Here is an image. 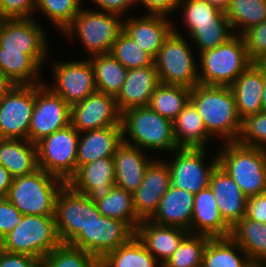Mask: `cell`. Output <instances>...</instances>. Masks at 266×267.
Segmentation results:
<instances>
[{
	"instance_id": "cell-1",
	"label": "cell",
	"mask_w": 266,
	"mask_h": 267,
	"mask_svg": "<svg viewBox=\"0 0 266 267\" xmlns=\"http://www.w3.org/2000/svg\"><path fill=\"white\" fill-rule=\"evenodd\" d=\"M190 101L202 118L207 132L224 142H236L242 126L234 93L227 86L198 84L191 89Z\"/></svg>"
},
{
	"instance_id": "cell-2",
	"label": "cell",
	"mask_w": 266,
	"mask_h": 267,
	"mask_svg": "<svg viewBox=\"0 0 266 267\" xmlns=\"http://www.w3.org/2000/svg\"><path fill=\"white\" fill-rule=\"evenodd\" d=\"M121 125L123 142L146 152L160 150V153L172 154L179 148L173 133V121L149 106L125 110L121 116Z\"/></svg>"
},
{
	"instance_id": "cell-3",
	"label": "cell",
	"mask_w": 266,
	"mask_h": 267,
	"mask_svg": "<svg viewBox=\"0 0 266 267\" xmlns=\"http://www.w3.org/2000/svg\"><path fill=\"white\" fill-rule=\"evenodd\" d=\"M217 152L218 164L247 196L266 192V149L223 142Z\"/></svg>"
},
{
	"instance_id": "cell-4",
	"label": "cell",
	"mask_w": 266,
	"mask_h": 267,
	"mask_svg": "<svg viewBox=\"0 0 266 267\" xmlns=\"http://www.w3.org/2000/svg\"><path fill=\"white\" fill-rule=\"evenodd\" d=\"M199 82L209 86L230 87L253 63L244 39L234 34L220 46L199 54Z\"/></svg>"
},
{
	"instance_id": "cell-5",
	"label": "cell",
	"mask_w": 266,
	"mask_h": 267,
	"mask_svg": "<svg viewBox=\"0 0 266 267\" xmlns=\"http://www.w3.org/2000/svg\"><path fill=\"white\" fill-rule=\"evenodd\" d=\"M124 16L97 9L82 7L72 24L63 32L66 39L79 37L89 57L110 53L113 44L123 31Z\"/></svg>"
},
{
	"instance_id": "cell-6",
	"label": "cell",
	"mask_w": 266,
	"mask_h": 267,
	"mask_svg": "<svg viewBox=\"0 0 266 267\" xmlns=\"http://www.w3.org/2000/svg\"><path fill=\"white\" fill-rule=\"evenodd\" d=\"M64 180L42 169L13 178L7 199L23 215H54L56 197Z\"/></svg>"
},
{
	"instance_id": "cell-7",
	"label": "cell",
	"mask_w": 266,
	"mask_h": 267,
	"mask_svg": "<svg viewBox=\"0 0 266 267\" xmlns=\"http://www.w3.org/2000/svg\"><path fill=\"white\" fill-rule=\"evenodd\" d=\"M173 27L154 58L160 83L194 88L199 82V67L191 44Z\"/></svg>"
},
{
	"instance_id": "cell-8",
	"label": "cell",
	"mask_w": 266,
	"mask_h": 267,
	"mask_svg": "<svg viewBox=\"0 0 266 267\" xmlns=\"http://www.w3.org/2000/svg\"><path fill=\"white\" fill-rule=\"evenodd\" d=\"M61 243L54 215H23L21 222L5 235L7 252L40 260Z\"/></svg>"
},
{
	"instance_id": "cell-9",
	"label": "cell",
	"mask_w": 266,
	"mask_h": 267,
	"mask_svg": "<svg viewBox=\"0 0 266 267\" xmlns=\"http://www.w3.org/2000/svg\"><path fill=\"white\" fill-rule=\"evenodd\" d=\"M78 132L71 124L36 143L38 167L66 183L77 171Z\"/></svg>"
},
{
	"instance_id": "cell-10",
	"label": "cell",
	"mask_w": 266,
	"mask_h": 267,
	"mask_svg": "<svg viewBox=\"0 0 266 267\" xmlns=\"http://www.w3.org/2000/svg\"><path fill=\"white\" fill-rule=\"evenodd\" d=\"M95 202L75 192L65 184L56 197L55 222L60 241L70 244L96 217H100Z\"/></svg>"
},
{
	"instance_id": "cell-11",
	"label": "cell",
	"mask_w": 266,
	"mask_h": 267,
	"mask_svg": "<svg viewBox=\"0 0 266 267\" xmlns=\"http://www.w3.org/2000/svg\"><path fill=\"white\" fill-rule=\"evenodd\" d=\"M206 150L207 148H178L172 152L174 157L170 161L164 159L168 164L172 186L193 194L209 186L212 172L218 165V154L215 153V159L213 157L207 164L204 161L208 154Z\"/></svg>"
},
{
	"instance_id": "cell-12",
	"label": "cell",
	"mask_w": 266,
	"mask_h": 267,
	"mask_svg": "<svg viewBox=\"0 0 266 267\" xmlns=\"http://www.w3.org/2000/svg\"><path fill=\"white\" fill-rule=\"evenodd\" d=\"M46 82L35 84V104L28 130V140L35 144L71 124V106Z\"/></svg>"
},
{
	"instance_id": "cell-13",
	"label": "cell",
	"mask_w": 266,
	"mask_h": 267,
	"mask_svg": "<svg viewBox=\"0 0 266 267\" xmlns=\"http://www.w3.org/2000/svg\"><path fill=\"white\" fill-rule=\"evenodd\" d=\"M136 231L126 222L101 215L70 243L100 261L107 253L128 242Z\"/></svg>"
},
{
	"instance_id": "cell-14",
	"label": "cell",
	"mask_w": 266,
	"mask_h": 267,
	"mask_svg": "<svg viewBox=\"0 0 266 267\" xmlns=\"http://www.w3.org/2000/svg\"><path fill=\"white\" fill-rule=\"evenodd\" d=\"M35 85H14L0 100V139L28 140Z\"/></svg>"
},
{
	"instance_id": "cell-15",
	"label": "cell",
	"mask_w": 266,
	"mask_h": 267,
	"mask_svg": "<svg viewBox=\"0 0 266 267\" xmlns=\"http://www.w3.org/2000/svg\"><path fill=\"white\" fill-rule=\"evenodd\" d=\"M51 65L53 83L47 86L70 106L97 92L89 59L56 61Z\"/></svg>"
},
{
	"instance_id": "cell-16",
	"label": "cell",
	"mask_w": 266,
	"mask_h": 267,
	"mask_svg": "<svg viewBox=\"0 0 266 267\" xmlns=\"http://www.w3.org/2000/svg\"><path fill=\"white\" fill-rule=\"evenodd\" d=\"M122 113L114 96L95 92L71 105V125L80 133L108 126H122Z\"/></svg>"
},
{
	"instance_id": "cell-17",
	"label": "cell",
	"mask_w": 266,
	"mask_h": 267,
	"mask_svg": "<svg viewBox=\"0 0 266 267\" xmlns=\"http://www.w3.org/2000/svg\"><path fill=\"white\" fill-rule=\"evenodd\" d=\"M157 159L155 157L147 166L140 186L133 193L134 208L141 221L154 216L162 196L171 185L167 162Z\"/></svg>"
},
{
	"instance_id": "cell-18",
	"label": "cell",
	"mask_w": 266,
	"mask_h": 267,
	"mask_svg": "<svg viewBox=\"0 0 266 267\" xmlns=\"http://www.w3.org/2000/svg\"><path fill=\"white\" fill-rule=\"evenodd\" d=\"M66 184L93 202L104 198L115 185L113 156L99 158L80 166Z\"/></svg>"
},
{
	"instance_id": "cell-19",
	"label": "cell",
	"mask_w": 266,
	"mask_h": 267,
	"mask_svg": "<svg viewBox=\"0 0 266 267\" xmlns=\"http://www.w3.org/2000/svg\"><path fill=\"white\" fill-rule=\"evenodd\" d=\"M34 18L6 19L0 34L2 50H24V54H49L45 28Z\"/></svg>"
},
{
	"instance_id": "cell-20",
	"label": "cell",
	"mask_w": 266,
	"mask_h": 267,
	"mask_svg": "<svg viewBox=\"0 0 266 267\" xmlns=\"http://www.w3.org/2000/svg\"><path fill=\"white\" fill-rule=\"evenodd\" d=\"M123 19V31L153 58L175 26L165 15H140ZM168 17V18H167Z\"/></svg>"
},
{
	"instance_id": "cell-21",
	"label": "cell",
	"mask_w": 266,
	"mask_h": 267,
	"mask_svg": "<svg viewBox=\"0 0 266 267\" xmlns=\"http://www.w3.org/2000/svg\"><path fill=\"white\" fill-rule=\"evenodd\" d=\"M232 227L224 220L217 206L213 191L208 186L194 194L191 219V234L205 235L210 238H227Z\"/></svg>"
},
{
	"instance_id": "cell-22",
	"label": "cell",
	"mask_w": 266,
	"mask_h": 267,
	"mask_svg": "<svg viewBox=\"0 0 266 267\" xmlns=\"http://www.w3.org/2000/svg\"><path fill=\"white\" fill-rule=\"evenodd\" d=\"M209 186L222 217L231 227L246 216L248 197L219 164L212 172Z\"/></svg>"
},
{
	"instance_id": "cell-23",
	"label": "cell",
	"mask_w": 266,
	"mask_h": 267,
	"mask_svg": "<svg viewBox=\"0 0 266 267\" xmlns=\"http://www.w3.org/2000/svg\"><path fill=\"white\" fill-rule=\"evenodd\" d=\"M160 84L155 65L128 69L120 92L115 97L121 113L125 110L148 106L156 87Z\"/></svg>"
},
{
	"instance_id": "cell-24",
	"label": "cell",
	"mask_w": 266,
	"mask_h": 267,
	"mask_svg": "<svg viewBox=\"0 0 266 267\" xmlns=\"http://www.w3.org/2000/svg\"><path fill=\"white\" fill-rule=\"evenodd\" d=\"M189 233L185 229L159 225L150 220L141 221L136 230V236L161 265L172 256Z\"/></svg>"
},
{
	"instance_id": "cell-25",
	"label": "cell",
	"mask_w": 266,
	"mask_h": 267,
	"mask_svg": "<svg viewBox=\"0 0 266 267\" xmlns=\"http://www.w3.org/2000/svg\"><path fill=\"white\" fill-rule=\"evenodd\" d=\"M122 142V126H108L80 133L77 169L99 158L114 156L117 147Z\"/></svg>"
},
{
	"instance_id": "cell-26",
	"label": "cell",
	"mask_w": 266,
	"mask_h": 267,
	"mask_svg": "<svg viewBox=\"0 0 266 267\" xmlns=\"http://www.w3.org/2000/svg\"><path fill=\"white\" fill-rule=\"evenodd\" d=\"M264 66L252 63L230 86L241 119L263 111Z\"/></svg>"
},
{
	"instance_id": "cell-27",
	"label": "cell",
	"mask_w": 266,
	"mask_h": 267,
	"mask_svg": "<svg viewBox=\"0 0 266 267\" xmlns=\"http://www.w3.org/2000/svg\"><path fill=\"white\" fill-rule=\"evenodd\" d=\"M142 149L122 142L114 158L115 185L134 193L140 186L147 166L154 158H148Z\"/></svg>"
},
{
	"instance_id": "cell-28",
	"label": "cell",
	"mask_w": 266,
	"mask_h": 267,
	"mask_svg": "<svg viewBox=\"0 0 266 267\" xmlns=\"http://www.w3.org/2000/svg\"><path fill=\"white\" fill-rule=\"evenodd\" d=\"M47 57L48 54H24V50H2L0 48V71L15 85L44 83L40 70Z\"/></svg>"
},
{
	"instance_id": "cell-29",
	"label": "cell",
	"mask_w": 266,
	"mask_h": 267,
	"mask_svg": "<svg viewBox=\"0 0 266 267\" xmlns=\"http://www.w3.org/2000/svg\"><path fill=\"white\" fill-rule=\"evenodd\" d=\"M193 205V193L170 185L150 221L163 226L179 227L191 233Z\"/></svg>"
},
{
	"instance_id": "cell-30",
	"label": "cell",
	"mask_w": 266,
	"mask_h": 267,
	"mask_svg": "<svg viewBox=\"0 0 266 267\" xmlns=\"http://www.w3.org/2000/svg\"><path fill=\"white\" fill-rule=\"evenodd\" d=\"M0 164L13 178L35 172L39 169L36 144L29 140L0 139Z\"/></svg>"
},
{
	"instance_id": "cell-31",
	"label": "cell",
	"mask_w": 266,
	"mask_h": 267,
	"mask_svg": "<svg viewBox=\"0 0 266 267\" xmlns=\"http://www.w3.org/2000/svg\"><path fill=\"white\" fill-rule=\"evenodd\" d=\"M173 133L179 148H208L212 139L190 100L173 120Z\"/></svg>"
},
{
	"instance_id": "cell-32",
	"label": "cell",
	"mask_w": 266,
	"mask_h": 267,
	"mask_svg": "<svg viewBox=\"0 0 266 267\" xmlns=\"http://www.w3.org/2000/svg\"><path fill=\"white\" fill-rule=\"evenodd\" d=\"M94 72L97 92L116 97L126 79V69L110 53L88 57Z\"/></svg>"
},
{
	"instance_id": "cell-33",
	"label": "cell",
	"mask_w": 266,
	"mask_h": 267,
	"mask_svg": "<svg viewBox=\"0 0 266 267\" xmlns=\"http://www.w3.org/2000/svg\"><path fill=\"white\" fill-rule=\"evenodd\" d=\"M99 267H162V265L134 235L128 242L107 253L99 261Z\"/></svg>"
},
{
	"instance_id": "cell-34",
	"label": "cell",
	"mask_w": 266,
	"mask_h": 267,
	"mask_svg": "<svg viewBox=\"0 0 266 267\" xmlns=\"http://www.w3.org/2000/svg\"><path fill=\"white\" fill-rule=\"evenodd\" d=\"M250 260L231 237L210 238L206 244L201 267H245Z\"/></svg>"
},
{
	"instance_id": "cell-35",
	"label": "cell",
	"mask_w": 266,
	"mask_h": 267,
	"mask_svg": "<svg viewBox=\"0 0 266 267\" xmlns=\"http://www.w3.org/2000/svg\"><path fill=\"white\" fill-rule=\"evenodd\" d=\"M230 237L251 260L266 261V223L253 221L244 216L232 227Z\"/></svg>"
},
{
	"instance_id": "cell-36",
	"label": "cell",
	"mask_w": 266,
	"mask_h": 267,
	"mask_svg": "<svg viewBox=\"0 0 266 267\" xmlns=\"http://www.w3.org/2000/svg\"><path fill=\"white\" fill-rule=\"evenodd\" d=\"M101 215L128 223L135 231L141 220L137 217L133 194L114 185L111 192L95 202Z\"/></svg>"
},
{
	"instance_id": "cell-37",
	"label": "cell",
	"mask_w": 266,
	"mask_h": 267,
	"mask_svg": "<svg viewBox=\"0 0 266 267\" xmlns=\"http://www.w3.org/2000/svg\"><path fill=\"white\" fill-rule=\"evenodd\" d=\"M225 14L233 33L242 35L266 20V0H231Z\"/></svg>"
},
{
	"instance_id": "cell-38",
	"label": "cell",
	"mask_w": 266,
	"mask_h": 267,
	"mask_svg": "<svg viewBox=\"0 0 266 267\" xmlns=\"http://www.w3.org/2000/svg\"><path fill=\"white\" fill-rule=\"evenodd\" d=\"M190 94V88L160 83L154 90L148 106L173 121L190 100Z\"/></svg>"
},
{
	"instance_id": "cell-39",
	"label": "cell",
	"mask_w": 266,
	"mask_h": 267,
	"mask_svg": "<svg viewBox=\"0 0 266 267\" xmlns=\"http://www.w3.org/2000/svg\"><path fill=\"white\" fill-rule=\"evenodd\" d=\"M181 8L183 10H181L183 13L181 16L187 32L198 26L230 25L225 12L211 5L207 0H181L177 11Z\"/></svg>"
},
{
	"instance_id": "cell-40",
	"label": "cell",
	"mask_w": 266,
	"mask_h": 267,
	"mask_svg": "<svg viewBox=\"0 0 266 267\" xmlns=\"http://www.w3.org/2000/svg\"><path fill=\"white\" fill-rule=\"evenodd\" d=\"M83 0H35V13L40 12L63 33L82 8Z\"/></svg>"
},
{
	"instance_id": "cell-41",
	"label": "cell",
	"mask_w": 266,
	"mask_h": 267,
	"mask_svg": "<svg viewBox=\"0 0 266 267\" xmlns=\"http://www.w3.org/2000/svg\"><path fill=\"white\" fill-rule=\"evenodd\" d=\"M210 237L189 233L162 267H201Z\"/></svg>"
},
{
	"instance_id": "cell-42",
	"label": "cell",
	"mask_w": 266,
	"mask_h": 267,
	"mask_svg": "<svg viewBox=\"0 0 266 267\" xmlns=\"http://www.w3.org/2000/svg\"><path fill=\"white\" fill-rule=\"evenodd\" d=\"M41 267H99V261L80 248L61 243L42 258Z\"/></svg>"
},
{
	"instance_id": "cell-43",
	"label": "cell",
	"mask_w": 266,
	"mask_h": 267,
	"mask_svg": "<svg viewBox=\"0 0 266 267\" xmlns=\"http://www.w3.org/2000/svg\"><path fill=\"white\" fill-rule=\"evenodd\" d=\"M110 54L126 69L142 68L154 64V58L141 49L124 31L119 34Z\"/></svg>"
},
{
	"instance_id": "cell-44",
	"label": "cell",
	"mask_w": 266,
	"mask_h": 267,
	"mask_svg": "<svg viewBox=\"0 0 266 267\" xmlns=\"http://www.w3.org/2000/svg\"><path fill=\"white\" fill-rule=\"evenodd\" d=\"M188 34L197 45L198 54L220 46L234 35L231 25L198 26L191 29Z\"/></svg>"
},
{
	"instance_id": "cell-45",
	"label": "cell",
	"mask_w": 266,
	"mask_h": 267,
	"mask_svg": "<svg viewBox=\"0 0 266 267\" xmlns=\"http://www.w3.org/2000/svg\"><path fill=\"white\" fill-rule=\"evenodd\" d=\"M236 142L242 146L266 149L265 111L242 119L241 131Z\"/></svg>"
},
{
	"instance_id": "cell-46",
	"label": "cell",
	"mask_w": 266,
	"mask_h": 267,
	"mask_svg": "<svg viewBox=\"0 0 266 267\" xmlns=\"http://www.w3.org/2000/svg\"><path fill=\"white\" fill-rule=\"evenodd\" d=\"M241 36L253 63H261L266 59V20L249 28Z\"/></svg>"
},
{
	"instance_id": "cell-47",
	"label": "cell",
	"mask_w": 266,
	"mask_h": 267,
	"mask_svg": "<svg viewBox=\"0 0 266 267\" xmlns=\"http://www.w3.org/2000/svg\"><path fill=\"white\" fill-rule=\"evenodd\" d=\"M0 15L6 19L33 18L35 0H0Z\"/></svg>"
},
{
	"instance_id": "cell-48",
	"label": "cell",
	"mask_w": 266,
	"mask_h": 267,
	"mask_svg": "<svg viewBox=\"0 0 266 267\" xmlns=\"http://www.w3.org/2000/svg\"><path fill=\"white\" fill-rule=\"evenodd\" d=\"M23 214L6 197H0V232L5 236L21 222Z\"/></svg>"
},
{
	"instance_id": "cell-49",
	"label": "cell",
	"mask_w": 266,
	"mask_h": 267,
	"mask_svg": "<svg viewBox=\"0 0 266 267\" xmlns=\"http://www.w3.org/2000/svg\"><path fill=\"white\" fill-rule=\"evenodd\" d=\"M180 1L181 0H136V3H140L141 6L147 9L148 13L145 12V14L171 16L175 11L177 13Z\"/></svg>"
},
{
	"instance_id": "cell-50",
	"label": "cell",
	"mask_w": 266,
	"mask_h": 267,
	"mask_svg": "<svg viewBox=\"0 0 266 267\" xmlns=\"http://www.w3.org/2000/svg\"><path fill=\"white\" fill-rule=\"evenodd\" d=\"M0 267H41V260L29 255L5 251L0 255Z\"/></svg>"
},
{
	"instance_id": "cell-51",
	"label": "cell",
	"mask_w": 266,
	"mask_h": 267,
	"mask_svg": "<svg viewBox=\"0 0 266 267\" xmlns=\"http://www.w3.org/2000/svg\"><path fill=\"white\" fill-rule=\"evenodd\" d=\"M246 217L253 221L266 223V192L248 197Z\"/></svg>"
},
{
	"instance_id": "cell-52",
	"label": "cell",
	"mask_w": 266,
	"mask_h": 267,
	"mask_svg": "<svg viewBox=\"0 0 266 267\" xmlns=\"http://www.w3.org/2000/svg\"><path fill=\"white\" fill-rule=\"evenodd\" d=\"M95 5L100 8L98 10H103L107 12H113L119 15H125L126 11L137 6L136 0H91ZM133 6V7H132ZM130 8V9H129ZM125 12V13H124Z\"/></svg>"
},
{
	"instance_id": "cell-53",
	"label": "cell",
	"mask_w": 266,
	"mask_h": 267,
	"mask_svg": "<svg viewBox=\"0 0 266 267\" xmlns=\"http://www.w3.org/2000/svg\"><path fill=\"white\" fill-rule=\"evenodd\" d=\"M12 183V175L3 165L0 164V197H7Z\"/></svg>"
},
{
	"instance_id": "cell-54",
	"label": "cell",
	"mask_w": 266,
	"mask_h": 267,
	"mask_svg": "<svg viewBox=\"0 0 266 267\" xmlns=\"http://www.w3.org/2000/svg\"><path fill=\"white\" fill-rule=\"evenodd\" d=\"M14 85L15 83L0 71V100L14 87Z\"/></svg>"
},
{
	"instance_id": "cell-55",
	"label": "cell",
	"mask_w": 266,
	"mask_h": 267,
	"mask_svg": "<svg viewBox=\"0 0 266 267\" xmlns=\"http://www.w3.org/2000/svg\"><path fill=\"white\" fill-rule=\"evenodd\" d=\"M211 5L221 9L222 11H226L230 5L231 0H207Z\"/></svg>"
},
{
	"instance_id": "cell-56",
	"label": "cell",
	"mask_w": 266,
	"mask_h": 267,
	"mask_svg": "<svg viewBox=\"0 0 266 267\" xmlns=\"http://www.w3.org/2000/svg\"><path fill=\"white\" fill-rule=\"evenodd\" d=\"M261 101H262L263 111L266 112V69L265 67H264V86H263Z\"/></svg>"
},
{
	"instance_id": "cell-57",
	"label": "cell",
	"mask_w": 266,
	"mask_h": 267,
	"mask_svg": "<svg viewBox=\"0 0 266 267\" xmlns=\"http://www.w3.org/2000/svg\"><path fill=\"white\" fill-rule=\"evenodd\" d=\"M245 267H266V261L250 260Z\"/></svg>"
},
{
	"instance_id": "cell-58",
	"label": "cell",
	"mask_w": 266,
	"mask_h": 267,
	"mask_svg": "<svg viewBox=\"0 0 266 267\" xmlns=\"http://www.w3.org/2000/svg\"><path fill=\"white\" fill-rule=\"evenodd\" d=\"M6 251L5 236L0 232V255Z\"/></svg>"
},
{
	"instance_id": "cell-59",
	"label": "cell",
	"mask_w": 266,
	"mask_h": 267,
	"mask_svg": "<svg viewBox=\"0 0 266 267\" xmlns=\"http://www.w3.org/2000/svg\"><path fill=\"white\" fill-rule=\"evenodd\" d=\"M5 21H6V18L0 15V34H1Z\"/></svg>"
},
{
	"instance_id": "cell-60",
	"label": "cell",
	"mask_w": 266,
	"mask_h": 267,
	"mask_svg": "<svg viewBox=\"0 0 266 267\" xmlns=\"http://www.w3.org/2000/svg\"><path fill=\"white\" fill-rule=\"evenodd\" d=\"M261 64L265 67V69H266V59H264L262 62H261Z\"/></svg>"
}]
</instances>
